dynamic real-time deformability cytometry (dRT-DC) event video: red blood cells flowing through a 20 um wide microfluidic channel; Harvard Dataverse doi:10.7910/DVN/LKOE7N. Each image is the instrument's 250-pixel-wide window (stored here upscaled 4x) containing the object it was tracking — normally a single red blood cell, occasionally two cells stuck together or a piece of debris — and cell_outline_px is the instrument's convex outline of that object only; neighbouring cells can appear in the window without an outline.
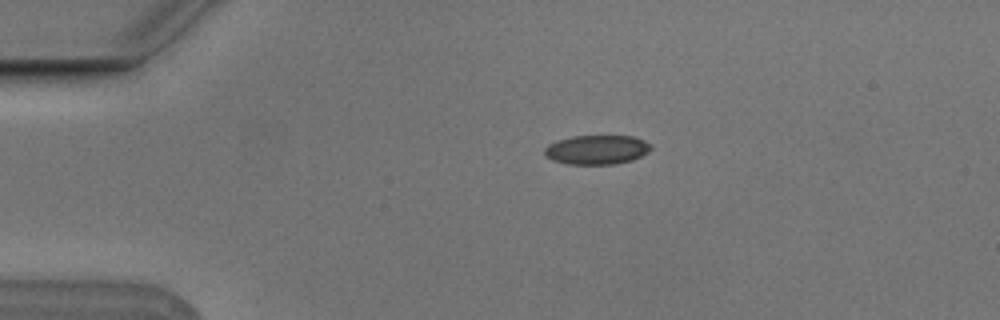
{"species": "Egyptian fruit bat (a non-hibernating species)", "species_latin": "Rousettus aegyptiacus", "temperature_condition": "cold", "stored_images_in_passage": 4, "camera_frame_rate_fps": 3000, "um_per_image_px": 0.085, "animal": {"sex": "male"}, "frame": {"image": 1, "passage_image": 2, "time_ms": 0.333, "image_size_px": [1000, 320], "cell_outline_px": [[652, 148], [648, 152], [632, 160], [616, 164], [568, 164], [552, 160], [544, 152], [544, 148], [548, 144], [556, 140], [572, 136], [632, 136], [644, 140], [652, 144]], "centroid_in_image_um": [50.74, 12.72], "position_along_channel_um": 34.3, "area_um2": 18.21}}
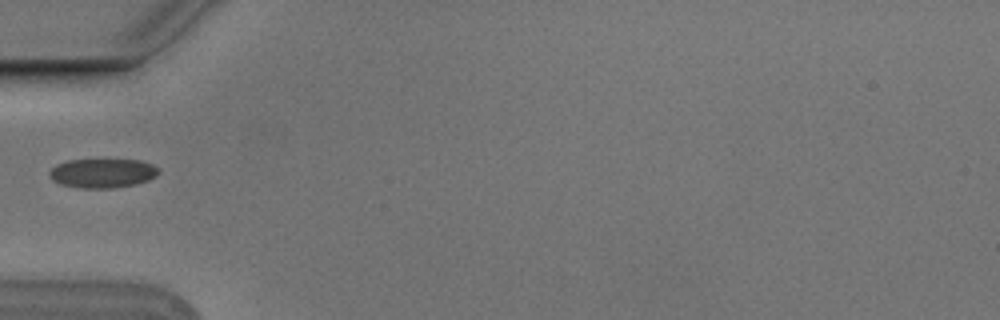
{"frame": {"image": 2, "passage_image": 4, "time_ms": 1.0, "image_size_px": [1000, 320], "cell_outline_px": [[160, 172], [156, 176], [148, 180], [136, 184], [112, 188], [80, 188], [60, 184], [52, 180], [48, 176], [48, 172], [56, 164], [68, 160], [140, 160], [152, 164], [160, 168]], "centroid_in_image_um": [8.71, 14.72], "position_along_channel_um": 76.3, "area_um2": 18.73}}